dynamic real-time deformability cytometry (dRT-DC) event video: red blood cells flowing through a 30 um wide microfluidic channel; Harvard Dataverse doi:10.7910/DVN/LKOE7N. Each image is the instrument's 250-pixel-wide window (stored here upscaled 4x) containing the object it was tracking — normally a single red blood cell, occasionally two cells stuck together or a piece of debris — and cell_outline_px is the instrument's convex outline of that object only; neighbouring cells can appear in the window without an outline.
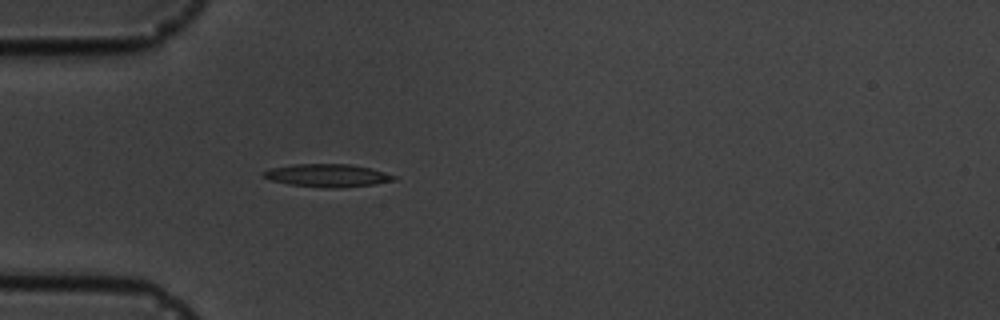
{"species": "common noctule bat (a hibernating species)", "species_latin": "Nyctalus noctula", "temperature_condition": "cold", "stored_images_in_passage": 1, "camera_frame_rate_fps": 3000, "um_per_image_px": 0.085, "animal": {"sex": "male", "body_mass_g": 19.5, "forearm_length_mm": 54.6}, "frame": {"image": 1, "passage_image": 1, "time_ms": 0.0, "image_size_px": [1000, 320], "cell_outline_px": [[400, 176], [396, 180], [372, 184], [336, 188], [324, 188], [288, 184], [272, 180], [264, 176], [264, 172], [272, 168], [292, 164], [348, 164], [368, 168]], "centroid_in_image_um": [27.87, 14.91], "position_along_channel_um": 57.1, "area_um2": 17.17}}